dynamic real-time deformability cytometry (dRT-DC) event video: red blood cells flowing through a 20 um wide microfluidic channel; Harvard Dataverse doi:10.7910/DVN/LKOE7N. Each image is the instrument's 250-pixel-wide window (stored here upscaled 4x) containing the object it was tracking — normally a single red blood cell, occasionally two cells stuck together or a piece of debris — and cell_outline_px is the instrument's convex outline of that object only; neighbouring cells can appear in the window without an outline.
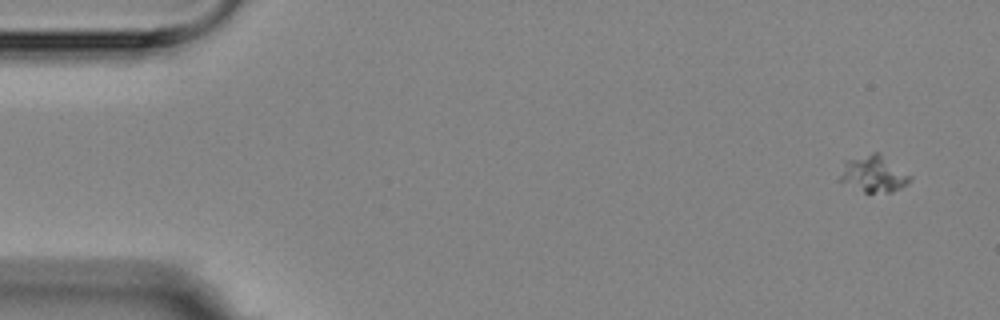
{"species": "Egyptian fruit bat (a non-hibernating species)", "species_latin": "Rousettus aegyptiacus", "temperature_condition": "room temperature", "stored_images_in_passage": 6, "camera_frame_rate_fps": 3000, "um_per_image_px": 0.085, "animal": {"sex": "female"}, "frame": {"image": 1, "passage_image": 1, "time_ms": 0.0, "image_size_px": [1000, 320], "cell_outline_px": [[912, 180], [908, 184], [892, 192], [864, 192], [840, 180], [840, 176], [844, 160], [872, 152], [880, 152], [912, 176]], "centroid_in_image_um": [74.29, 14.75], "position_along_channel_um": 10.7, "area_um2": 14.97}}